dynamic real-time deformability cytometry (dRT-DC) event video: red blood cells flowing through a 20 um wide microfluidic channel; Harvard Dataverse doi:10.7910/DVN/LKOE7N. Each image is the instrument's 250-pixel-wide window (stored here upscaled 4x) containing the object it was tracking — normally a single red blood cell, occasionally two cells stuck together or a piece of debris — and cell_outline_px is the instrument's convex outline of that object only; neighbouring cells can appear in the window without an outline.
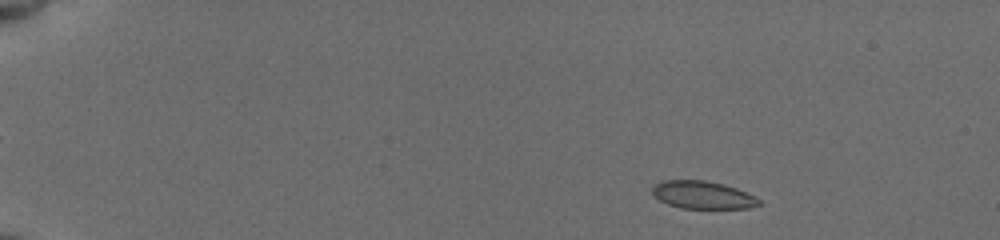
{"species": "common noctule bat (a hibernating species)", "species_latin": "Nyctalus noctula", "temperature_condition": "cold", "stored_images_in_passage": 83, "camera_frame_rate_fps": 3000, "um_per_image_px": 0.085, "animal": {"sex": "female", "body_mass_g": 19.5, "forearm_length_mm": 54.1}, "frame": {"image": 1, "passage_image": 8, "time_ms": 1.667, "image_size_px": [1000, 240], "cell_outline_px": [[760, 204], [748, 208], [680, 208], [668, 204], [660, 200], [652, 192], [652, 188], [656, 184], [664, 180], [704, 180], [724, 184], [736, 188], [756, 196], [760, 200]], "centroid_in_image_um": [59.75, 16.57], "position_along_channel_um": 25.3, "area_um2": 17.11}}
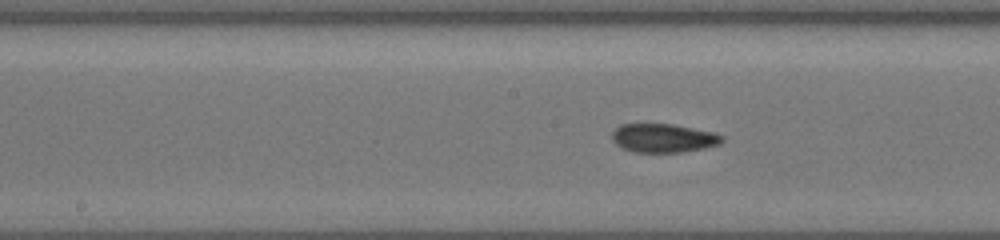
{"frame": {"image": 2, "passage_image": 62, "time_ms": 9.0, "image_size_px": [1000, 240], "cell_outline_px": [[724, 140], [720, 144], [704, 148], [684, 152], [636, 152], [624, 148], [616, 144], [612, 140], [612, 132], [620, 124], [672, 124], [712, 132], [724, 136]], "centroid_in_image_um": [56.4, 11.74], "position_along_channel_um": 191.8, "area_um2": 18.32}}
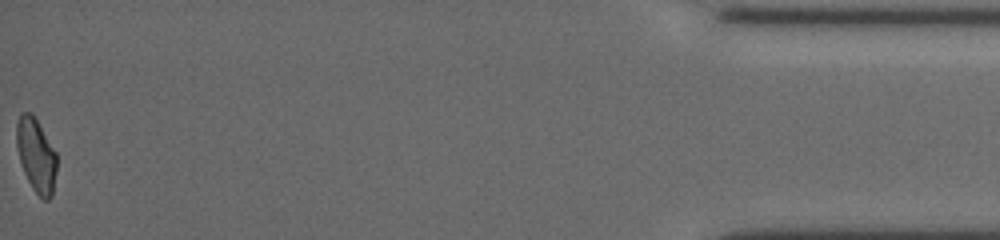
{"frame": {"image": 3, "passage_image": 83, "time_ms": 17.333, "image_size_px": [1000, 240], "cell_outline_px": [[56, 172], [52, 196], [48, 200], [44, 200], [32, 188], [24, 172], [20, 160], [16, 144], [16, 124], [20, 112], [32, 112], [56, 152]], "centroid_in_image_um": [3.07, 13.17], "position_along_channel_um": 432.1, "area_um2": 17.22}, "authors_computed_cell_mechanics": {"area_um2": 18.3804, "velocity_mm_per_s": 3.8407, "shape_relaxation_time_tau1_ms": 7.1505, "shape_relaxation_time_tau2_ms": 4.9309, "deformation_change_tau1": 0.1614, "deformation_change_tau2": 0.109}}